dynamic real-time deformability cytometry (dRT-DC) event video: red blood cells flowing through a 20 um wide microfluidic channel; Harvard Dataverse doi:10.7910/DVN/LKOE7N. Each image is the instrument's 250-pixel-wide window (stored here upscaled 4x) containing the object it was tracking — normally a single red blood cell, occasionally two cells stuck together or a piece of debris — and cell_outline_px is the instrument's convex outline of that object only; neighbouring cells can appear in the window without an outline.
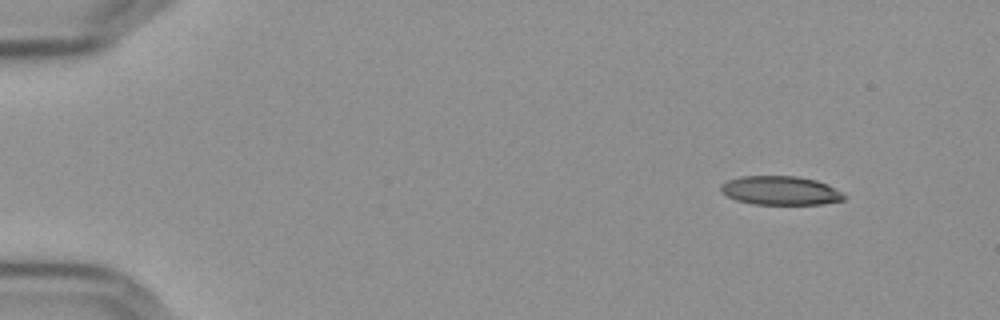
{"species": "Egyptian fruit bat (a non-hibernating species)", "species_latin": "Rousettus aegyptiacus", "temperature_condition": "cold", "stored_images_in_passage": 51, "camera_frame_rate_fps": 3000, "um_per_image_px": 0.085, "frame": {"image": 1, "passage_image": 1, "time_ms": 0.0, "image_size_px": [1000, 320], "cell_outline_px": [[848, 196], [844, 200], [824, 204], [752, 204], [736, 200], [720, 192], [720, 184], [728, 180], [740, 176], [796, 176], [816, 180], [828, 184]], "centroid_in_image_um": [66.34, 16.2], "position_along_channel_um": 18.7, "area_um2": 20.92}}
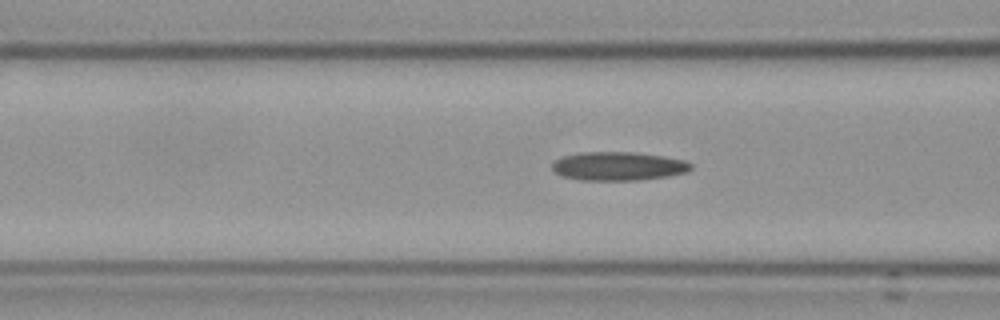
{"frame": {"image": 2, "passage_image": 18, "time_ms": 5.667, "image_size_px": [1000, 320], "cell_outline_px": [[692, 168], [688, 172], [668, 176], [640, 180], [580, 180], [560, 176], [552, 168], [552, 164], [556, 160], [564, 156], [580, 152], [636, 152], [664, 156], [684, 160], [692, 164]], "centroid_in_image_um": [52.57, 14.12], "position_along_channel_um": 114.0, "area_um2": 23.29}}
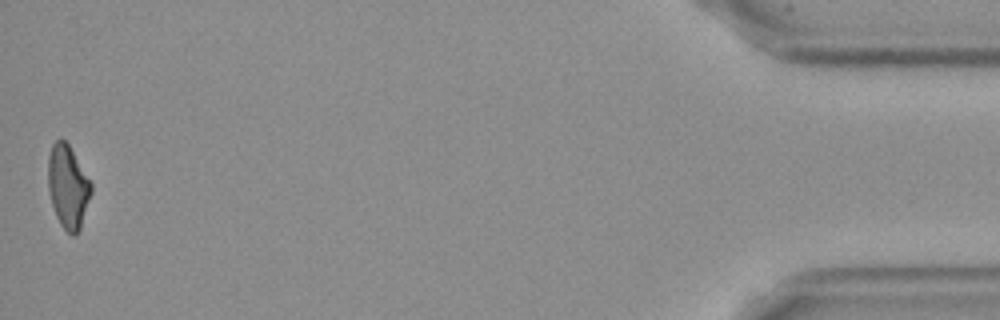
{"frame": {"image": 3, "passage_image": 51, "time_ms": 16.667, "image_size_px": [1000, 320], "cell_outline_px": [[92, 192], [80, 228], [76, 236], [72, 236], [60, 224], [56, 216], [52, 204], [48, 188], [48, 156], [52, 144], [60, 136], [68, 144], [92, 184]], "centroid_in_image_um": [5.76, 15.86], "position_along_channel_um": 429.4, "area_um2": 20.81}, "authors_computed_cell_mechanics": {"area_um2": 22.1952, "velocity_mm_per_s": 3.6453, "shape_relaxation_time_tau1_ms": null, "shape_relaxation_time_tau2_ms": 6.6127, "deformation_change_tau1": null, "deformation_change_tau2": 0.1724}}